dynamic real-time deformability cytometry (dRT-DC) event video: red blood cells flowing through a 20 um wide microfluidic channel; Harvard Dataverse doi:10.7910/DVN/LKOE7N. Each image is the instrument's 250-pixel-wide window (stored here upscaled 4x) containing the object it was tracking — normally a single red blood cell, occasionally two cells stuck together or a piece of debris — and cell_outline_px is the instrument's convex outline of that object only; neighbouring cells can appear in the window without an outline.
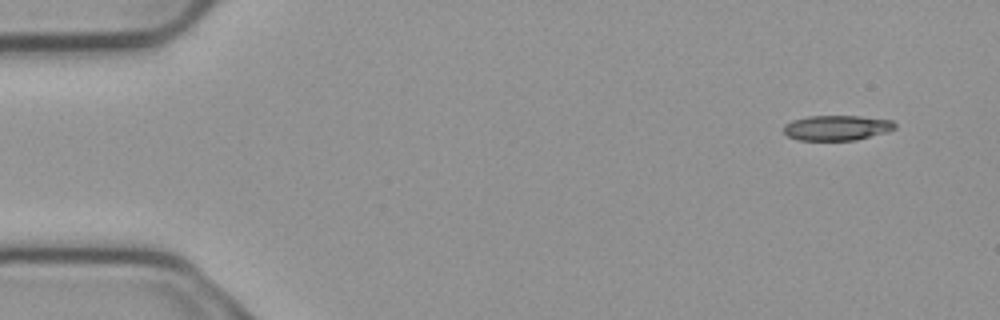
{"species": "common noctule bat (a hibernating species)", "species_latin": "Nyctalus noctula", "temperature_condition": "cold", "stored_images_in_passage": 8, "camera_frame_rate_fps": 3000, "um_per_image_px": 0.085, "animal": {"sex": "male", "body_mass_g": 23.1, "forearm_length_mm": 52.7}, "frame": {"image": 1, "passage_image": 1, "time_ms": 0.0, "image_size_px": [1000, 320], "cell_outline_px": [[896, 128], [888, 132], [856, 140], [796, 140], [788, 136], [784, 132], [784, 124], [792, 120], [808, 116], [860, 116], [892, 120], [896, 124]], "centroid_in_image_um": [71.14, 10.86], "position_along_channel_um": 13.9, "area_um2": 16.42}}
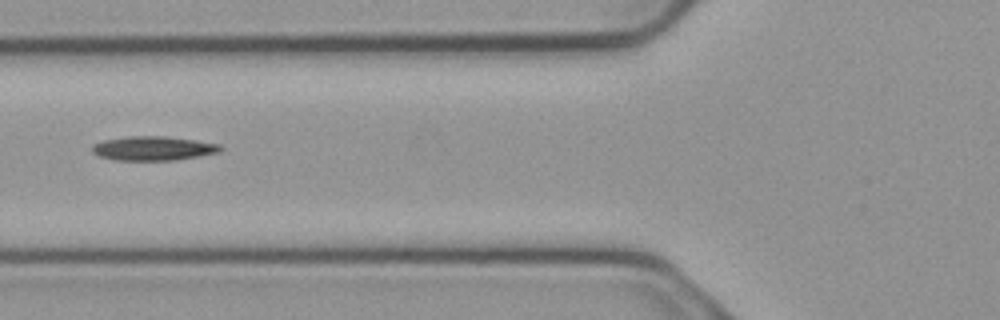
{"frame": {"image": 2, "passage_image": 6, "time_ms": 1.667, "image_size_px": [1000, 320], "cell_outline_px": [[224, 148], [220, 152], [172, 160], [116, 160], [100, 156], [92, 152], [92, 144], [104, 140], [128, 136], [164, 136], [196, 140], [220, 144]], "centroid_in_image_um": [13.03, 12.6], "position_along_channel_um": 112.8, "area_um2": 17.98}}
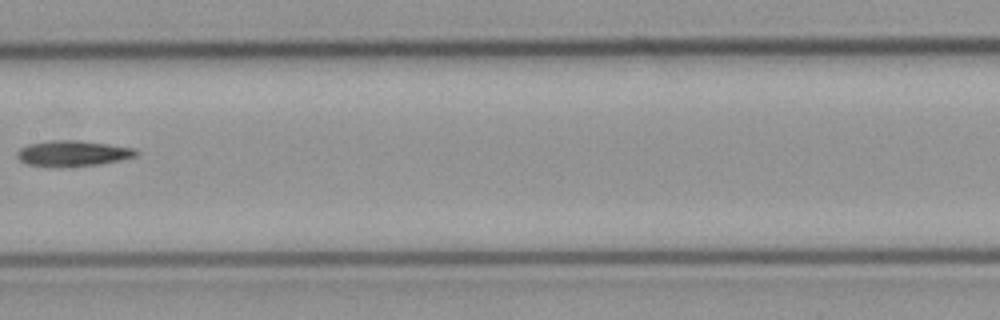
{"frame": {"image": 3, "passage_image": 8, "time_ms": 2.333, "image_size_px": [1000, 320], "cell_outline_px": [[140, 152], [136, 156], [120, 160], [100, 164], [52, 168], [28, 164], [20, 160], [16, 156], [16, 152], [20, 148], [28, 144], [52, 140], [72, 140], [108, 144], [136, 148]], "centroid_in_image_um": [6.18, 13.05], "position_along_channel_um": 201.2, "area_um2": 17.98}}